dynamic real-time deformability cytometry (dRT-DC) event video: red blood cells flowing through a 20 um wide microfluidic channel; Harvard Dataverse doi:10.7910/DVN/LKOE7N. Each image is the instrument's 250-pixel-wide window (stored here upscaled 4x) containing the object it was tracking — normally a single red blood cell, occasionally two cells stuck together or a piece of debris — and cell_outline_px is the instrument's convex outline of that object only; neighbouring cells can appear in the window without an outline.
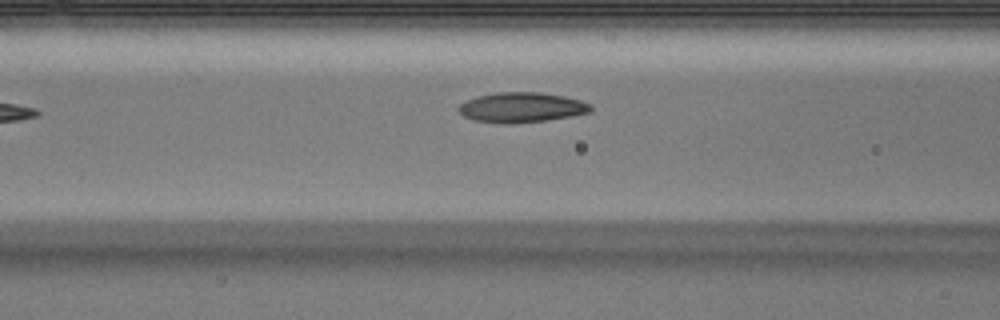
{"species": "Egyptian fruit bat (a non-hibernating species)", "species_latin": "Rousettus aegyptiacus", "temperature_condition": "warm", "stored_images_in_passage": 4, "camera_frame_rate_fps": 3000, "um_per_image_px": 0.085, "animal": {"sex": "male"}, "frame": {"image": 1, "passage_image": 3, "time_ms": 0.667, "image_size_px": [1000, 320], "cell_outline_px": [[592, 108], [588, 112], [572, 116], [544, 120], [512, 124], [500, 124], [476, 120], [464, 116], [460, 112], [460, 104], [464, 100], [476, 96], [496, 92], [540, 92], [564, 96], [580, 100], [588, 104]], "centroid_in_image_um": [44.29, 9.12], "position_along_channel_um": 122.3, "area_um2": 23.0}}